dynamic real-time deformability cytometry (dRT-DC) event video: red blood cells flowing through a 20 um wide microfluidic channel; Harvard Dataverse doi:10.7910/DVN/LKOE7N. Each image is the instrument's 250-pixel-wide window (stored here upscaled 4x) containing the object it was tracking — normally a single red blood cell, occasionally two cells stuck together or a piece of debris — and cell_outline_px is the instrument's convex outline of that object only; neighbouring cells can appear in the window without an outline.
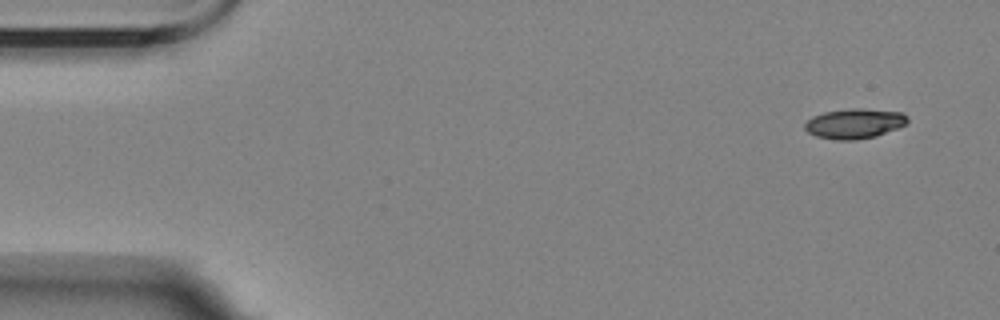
{"species": "Egyptian fruit bat (a non-hibernating species)", "species_latin": "Rousettus aegyptiacus", "temperature_condition": "room temperature", "stored_images_in_passage": 4, "camera_frame_rate_fps": 3000, "um_per_image_px": 0.085, "animal": {"sex": "female"}, "frame": {"image": 1, "passage_image": 1, "time_ms": 0.0, "image_size_px": [1000, 320], "cell_outline_px": [[908, 124], [876, 136], [856, 140], [836, 140], [816, 136], [808, 132], [804, 128], [804, 124], [812, 116], [824, 112], [852, 108], [860, 108], [900, 112], [908, 116]], "centroid_in_image_um": [72.63, 10.5], "position_along_channel_um": 12.4, "area_um2": 17.98}}
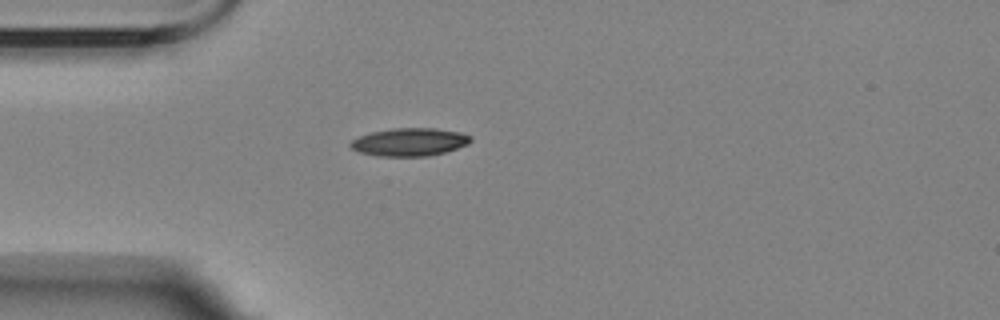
{"frame": {"image": 2, "passage_image": 3, "time_ms": 4.0, "image_size_px": [1000, 320], "cell_outline_px": [[472, 140], [468, 144], [444, 152], [428, 156], [376, 156], [360, 152], [352, 148], [348, 144], [352, 140], [360, 136], [372, 132], [392, 128], [436, 128], [460, 132], [472, 136]], "centroid_in_image_um": [34.82, 12.07], "position_along_channel_um": 50.2, "area_um2": 19.54}}